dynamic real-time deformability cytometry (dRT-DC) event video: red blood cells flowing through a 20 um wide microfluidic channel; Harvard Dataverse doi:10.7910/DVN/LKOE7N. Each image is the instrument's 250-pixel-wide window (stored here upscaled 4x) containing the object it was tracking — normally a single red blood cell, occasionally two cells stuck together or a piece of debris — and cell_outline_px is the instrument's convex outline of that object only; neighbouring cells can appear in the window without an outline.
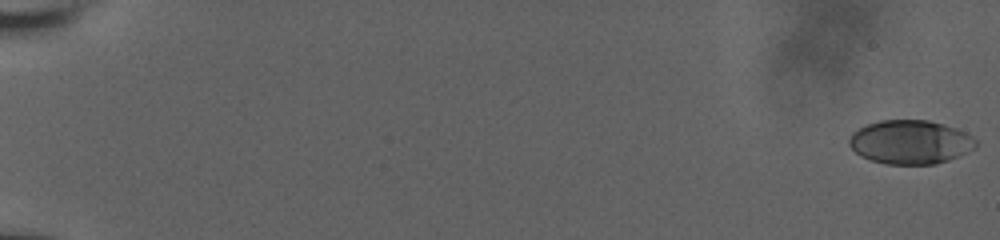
{"species": "human", "species_latin": "Homo sapiens", "temperature_condition": "room temperature", "stored_images_in_passage": 57, "camera_frame_rate_fps": 3000, "um_per_image_px": 0.085, "donor": {"sex": "male"}, "frame": {"image": 1, "passage_image": 1, "time_ms": 0.0, "image_size_px": [1000, 240], "cell_outline_px": [[976, 148], [948, 160], [936, 164], [888, 164], [872, 160], [860, 156], [848, 144], [848, 140], [852, 132], [868, 124], [880, 120], [928, 120], [944, 124], [956, 128], [972, 136], [976, 140]], "centroid_in_image_um": [77.37, 12.07], "position_along_channel_um": 7.6, "area_um2": 32.31}}
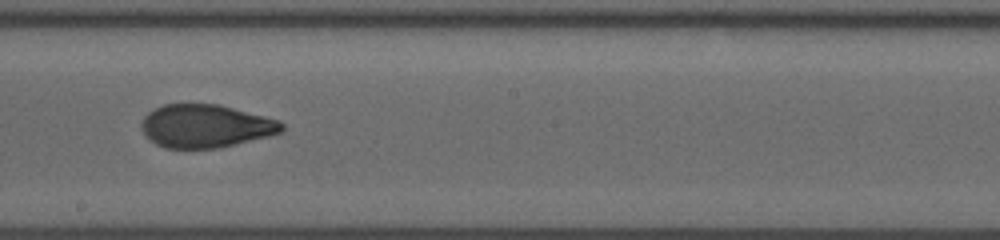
{"frame": {"image": 2, "passage_image": 35, "time_ms": 11.333, "image_size_px": [1000, 240], "cell_outline_px": [[284, 128], [280, 132], [268, 136], [220, 148], [164, 148], [156, 144], [144, 136], [140, 128], [140, 124], [144, 116], [148, 112], [164, 104], [220, 104], [280, 120], [284, 124]], "centroid_in_image_um": [17.45, 10.71], "position_along_channel_um": 230.7, "area_um2": 35.49}}
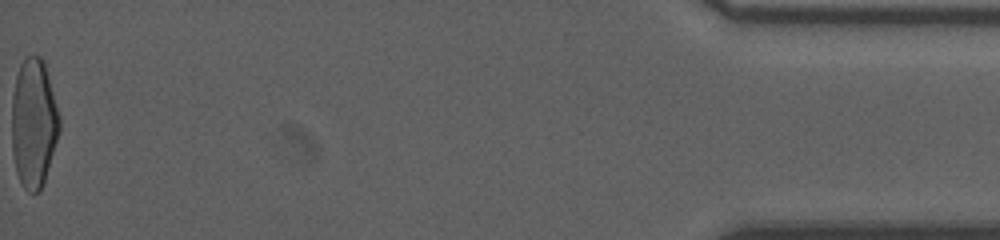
{"frame": {"image": 3, "passage_image": 57, "time_ms": 18.667, "image_size_px": [1000, 240], "cell_outline_px": [[60, 132], [44, 180], [40, 188], [36, 192], [28, 192], [20, 184], [16, 172], [12, 152], [12, 96], [16, 76], [20, 64], [28, 56], [40, 56], [44, 60], [60, 116]], "centroid_in_image_um": [2.86, 10.46], "position_along_channel_um": 432.3, "area_um2": 35.95}, "authors_computed_cell_mechanics": {"area_um2": 35.3736, "velocity_mm_per_s": 3.9485, "shape_relaxation_time_tau1_ms": 7.2614, "shape_relaxation_time_tau2_ms": 1.1437, "deformation_change_tau1": 0.2387, "deformation_change_tau2": 0.0731}}